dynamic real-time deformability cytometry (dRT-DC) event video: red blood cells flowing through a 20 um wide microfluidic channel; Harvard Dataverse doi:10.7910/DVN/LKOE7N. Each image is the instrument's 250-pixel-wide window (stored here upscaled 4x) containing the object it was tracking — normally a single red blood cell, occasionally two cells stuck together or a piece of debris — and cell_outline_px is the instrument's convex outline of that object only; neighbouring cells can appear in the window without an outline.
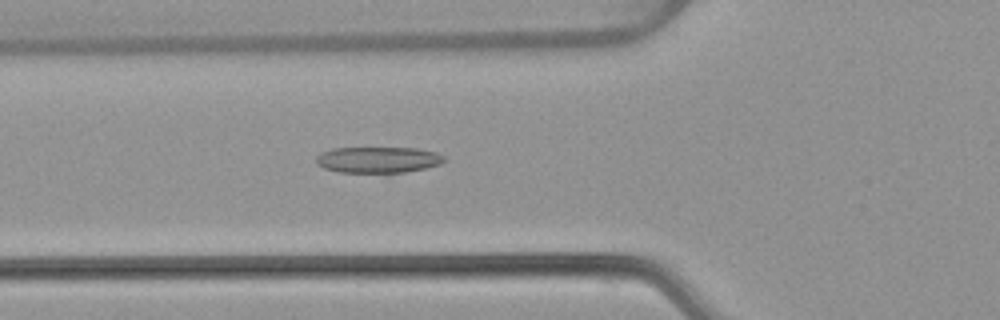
{"species": "common noctule bat (a hibernating species)", "species_latin": "Nyctalus noctula", "temperature_condition": "warm", "stored_images_in_passage": 18, "camera_frame_rate_fps": 3000, "um_per_image_px": 0.085, "animal": {"sex": "female", "body_mass_g": 22.7, "forearm_length_mm": 54.2}, "frame": {"image": 1, "passage_image": 10, "time_ms": 3.0, "image_size_px": [1000, 320], "cell_outline_px": [[444, 160], [440, 164], [424, 168], [404, 172], [340, 172], [324, 168], [316, 164], [316, 156], [320, 152], [332, 148], [416, 148], [436, 152], [444, 156]], "centroid_in_image_um": [32.09, 13.57], "position_along_channel_um": 93.7, "area_um2": 19.36}}